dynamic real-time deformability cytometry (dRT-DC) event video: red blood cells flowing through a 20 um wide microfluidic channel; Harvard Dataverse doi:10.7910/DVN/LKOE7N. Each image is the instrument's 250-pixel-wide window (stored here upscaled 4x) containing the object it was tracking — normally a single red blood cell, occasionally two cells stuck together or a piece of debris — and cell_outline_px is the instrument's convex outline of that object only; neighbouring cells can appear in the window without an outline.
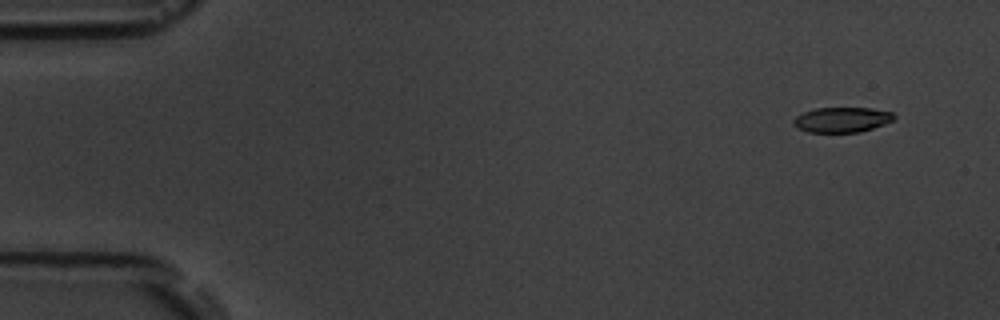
{"species": "common noctule bat (a hibernating species)", "species_latin": "Nyctalus noctula", "temperature_condition": "room temperature", "stored_images_in_passage": 9, "camera_frame_rate_fps": 3000, "um_per_image_px": 0.085, "animal": {"sex": "male", "body_mass_g": 19.5, "forearm_length_mm": 54.6}, "frame": {"image": 1, "passage_image": 1, "time_ms": 0.0, "image_size_px": [1000, 320], "cell_outline_px": [[896, 116], [892, 120], [884, 124], [860, 132], [808, 132], [796, 128], [792, 124], [792, 120], [796, 116], [804, 112], [816, 108], [872, 108], [892, 112]], "centroid_in_image_um": [71.53, 10.18], "position_along_channel_um": 13.5, "area_um2": 14.74}}
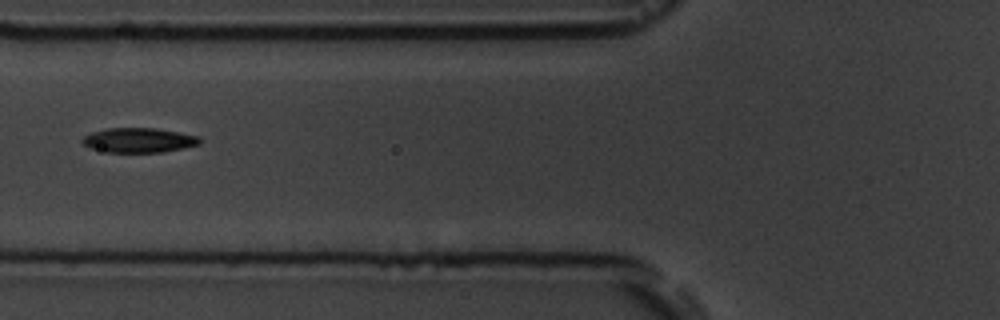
{"frame": {"image": 2, "passage_image": 6, "time_ms": 6.0, "image_size_px": [1000, 320], "cell_outline_px": [[200, 144], [184, 148], [164, 152], [108, 152], [88, 148], [80, 140], [84, 136], [92, 132], [108, 128], [156, 128], [200, 136]], "centroid_in_image_um": [11.79, 11.92], "position_along_channel_um": 114.0, "area_um2": 16.94}}
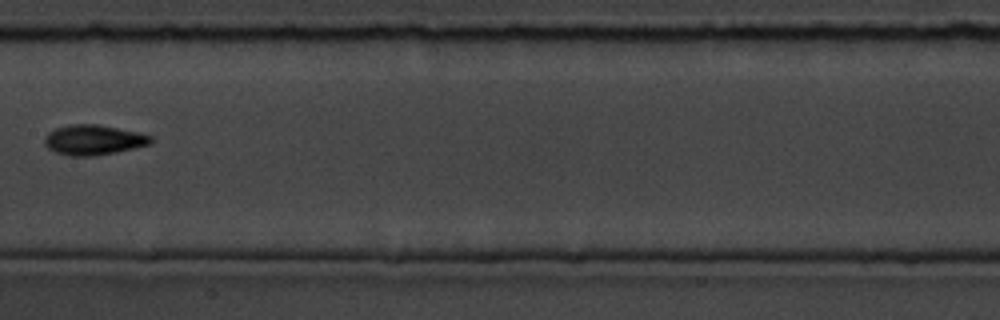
{"frame": {"image": 3, "passage_image": 8, "time_ms": 8.333, "image_size_px": [1000, 320], "cell_outline_px": [[152, 140], [148, 144], [132, 148], [112, 152], [88, 156], [68, 156], [56, 152], [48, 148], [44, 144], [44, 136], [48, 132], [56, 128], [68, 124], [96, 124], [140, 132], [152, 136]], "centroid_in_image_um": [7.89, 11.87], "position_along_channel_um": 199.5, "area_um2": 18.44}}